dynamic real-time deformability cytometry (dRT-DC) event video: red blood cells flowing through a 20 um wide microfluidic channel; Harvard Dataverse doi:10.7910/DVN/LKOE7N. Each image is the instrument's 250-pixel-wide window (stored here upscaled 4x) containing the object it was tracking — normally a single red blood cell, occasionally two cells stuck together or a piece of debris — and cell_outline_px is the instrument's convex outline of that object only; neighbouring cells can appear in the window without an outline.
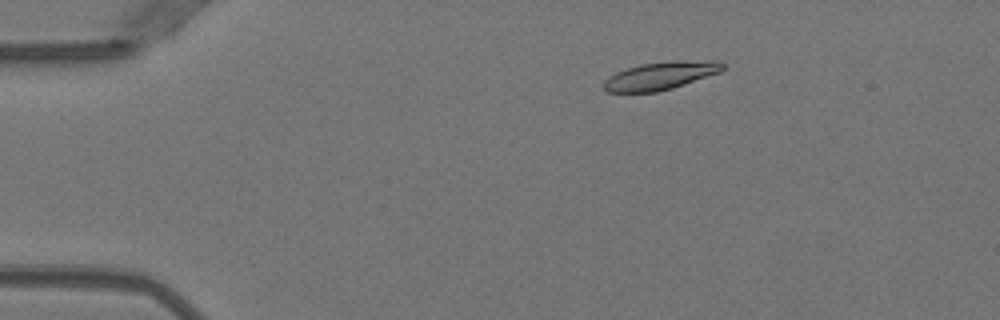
{"species": "Egyptian fruit bat (a non-hibernating species)", "species_latin": "Rousettus aegyptiacus", "temperature_condition": "warm", "stored_images_in_passage": 6, "camera_frame_rate_fps": 3000, "um_per_image_px": 0.085, "animal": {"sex": "female"}, "frame": {"image": 1, "passage_image": 2, "time_ms": 0.333, "image_size_px": [1000, 320], "cell_outline_px": [[724, 68], [720, 72], [672, 88], [656, 92], [608, 92], [604, 88], [604, 80], [608, 76], [616, 72], [640, 64], [712, 60], [716, 60], [724, 64]], "centroid_in_image_um": [56.12, 6.45], "position_along_channel_um": 28.9, "area_um2": 18.79}}
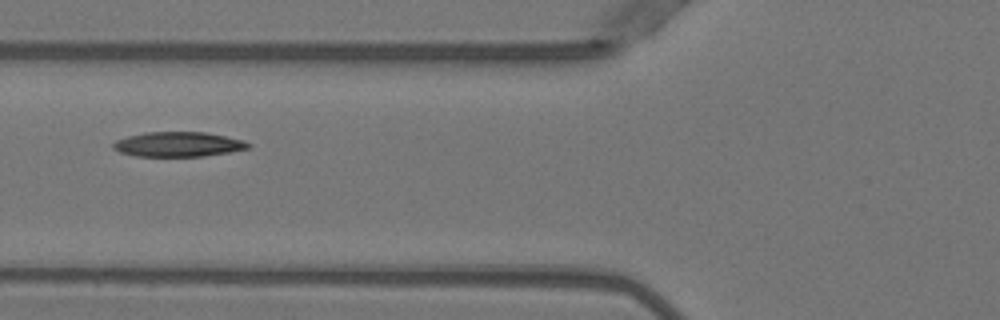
{"frame": {"image": 2, "passage_image": 5, "time_ms": 1.333, "image_size_px": [1000, 320], "cell_outline_px": [[252, 144], [248, 148], [228, 152], [200, 156], [136, 156], [120, 152], [112, 148], [112, 144], [116, 140], [128, 136], [144, 132], [204, 132], [244, 140]], "centroid_in_image_um": [15.12, 12.26], "position_along_channel_um": 110.7, "area_um2": 19.36}}
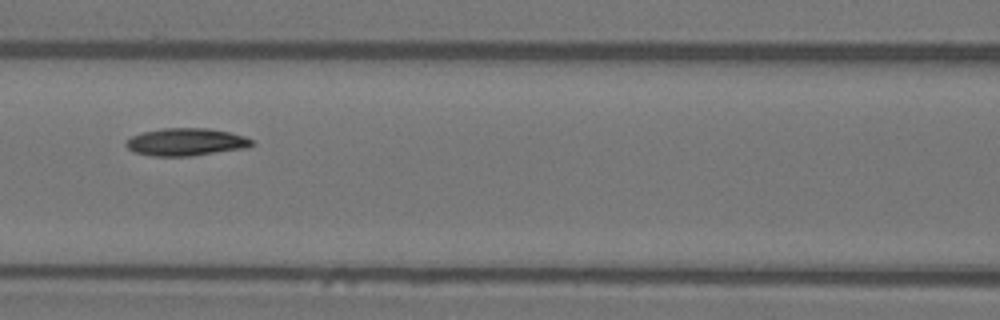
{"frame": {"image": 3, "passage_image": 6, "time_ms": 1.667, "image_size_px": [1000, 320], "cell_outline_px": [[252, 144], [248, 148], [192, 156], [152, 156], [132, 152], [124, 144], [132, 136], [144, 132], [164, 128], [208, 128], [228, 132], [244, 136], [252, 140]], "centroid_in_image_um": [15.8, 12.08], "position_along_channel_um": 150.8, "area_um2": 20.17}}